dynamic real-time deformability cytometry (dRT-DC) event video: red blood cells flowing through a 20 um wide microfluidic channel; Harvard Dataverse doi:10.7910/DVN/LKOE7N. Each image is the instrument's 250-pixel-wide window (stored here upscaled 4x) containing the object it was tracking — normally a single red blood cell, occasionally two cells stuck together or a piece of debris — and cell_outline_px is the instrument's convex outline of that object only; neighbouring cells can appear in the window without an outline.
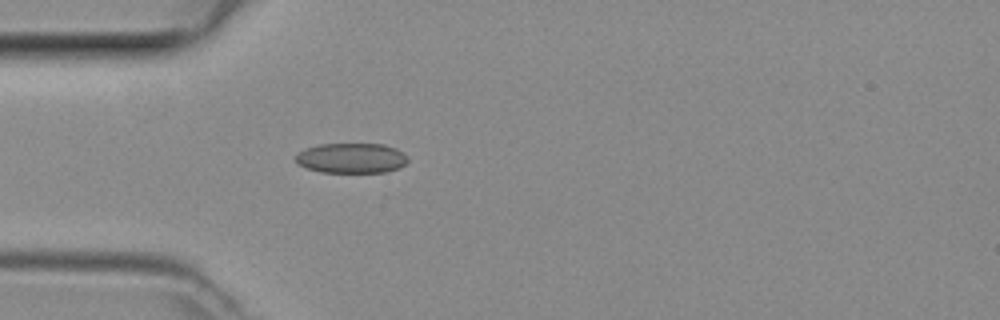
{"species": "common noctule bat (a hibernating species)", "species_latin": "Nyctalus noctula", "temperature_condition": "room temperature", "stored_images_in_passage": 35, "camera_frame_rate_fps": 3000, "um_per_image_px": 0.085, "animal": {"sex": "female", "body_mass_g": 29.2, "forearm_length_mm": 56.3}, "frame": {"image": 1, "passage_image": 1, "time_ms": 0.0, "image_size_px": [1000, 320], "cell_outline_px": [[408, 160], [400, 168], [384, 172], [320, 172], [308, 168], [300, 164], [296, 160], [296, 156], [304, 148], [320, 144], [384, 144], [396, 148], [404, 152], [408, 156]], "centroid_in_image_um": [29.92, 13.43], "position_along_channel_um": 55.1, "area_um2": 19.65}}
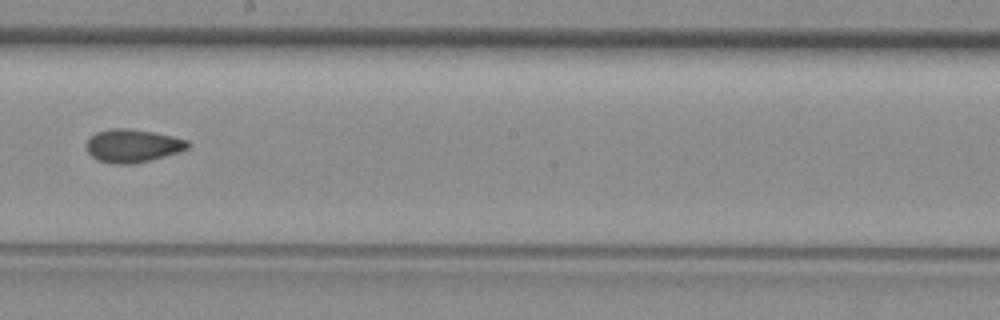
{"frame": {"image": 2, "passage_image": 14, "time_ms": 4.333, "image_size_px": [1000, 320], "cell_outline_px": [[192, 144], [188, 148], [164, 156], [132, 164], [112, 164], [96, 160], [88, 152], [84, 144], [88, 136], [96, 132], [112, 128], [124, 128], [152, 132], [172, 136], [188, 140]], "centroid_in_image_um": [11.21, 12.38], "position_along_channel_um": 237.0, "area_um2": 19.65}}
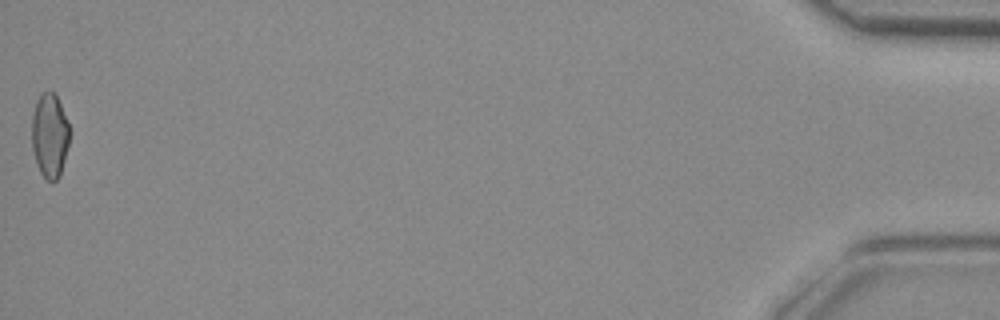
{"frame": {"image": 3, "passage_image": 35, "time_ms": 11.333, "image_size_px": [1000, 320], "cell_outline_px": [[68, 144], [60, 176], [56, 180], [48, 180], [40, 172], [32, 148], [32, 116], [36, 100], [40, 92], [52, 92], [56, 96], [60, 104], [68, 124]], "centroid_in_image_um": [4.2, 11.5], "position_along_channel_um": 431.0, "area_um2": 18.15}}